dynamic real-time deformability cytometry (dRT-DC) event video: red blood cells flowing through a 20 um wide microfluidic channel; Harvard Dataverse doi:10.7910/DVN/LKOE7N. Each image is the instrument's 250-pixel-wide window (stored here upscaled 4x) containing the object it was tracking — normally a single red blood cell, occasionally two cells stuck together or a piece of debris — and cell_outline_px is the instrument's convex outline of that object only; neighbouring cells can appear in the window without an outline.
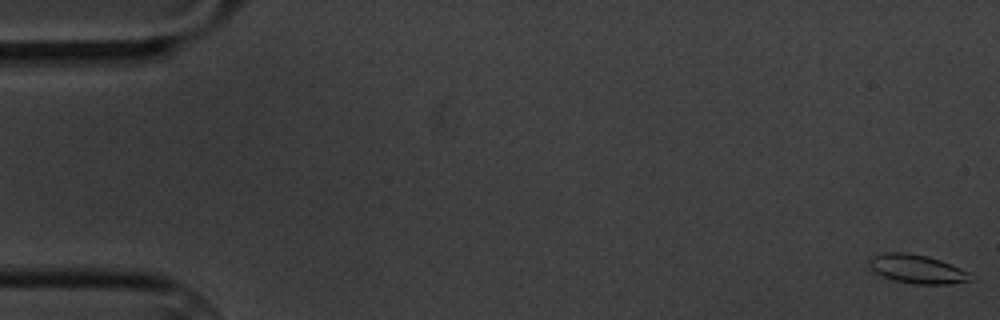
{"species": "common noctule bat (a hibernating species)", "species_latin": "Nyctalus noctula", "temperature_condition": "cold", "stored_images_in_passage": 60, "segment_of_instrument_passage": [1, 2], "camera_frame_rate_fps": 3000, "um_per_image_px": 0.085, "animal": {"sex": "male", "body_mass_g": 20.1, "forearm_length_mm": 53.5}, "frame": {"image": 1, "passage_image": 1, "time_ms": 0.0, "image_size_px": [1000, 320], "cell_outline_px": [[968, 280], [948, 284], [916, 284], [896, 280], [884, 276], [876, 272], [868, 264], [868, 256], [884, 252], [908, 252], [928, 256], [940, 260], [960, 268], [968, 272]], "centroid_in_image_um": [77.86, 22.83], "position_along_channel_um": 7.1, "area_um2": 16.7}}
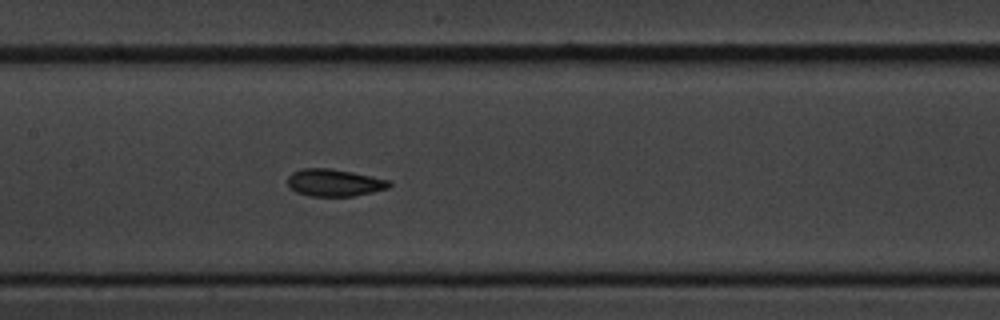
{"frame": {"image": 2, "passage_image": 29, "time_ms": 9.333, "image_size_px": [1000, 320], "cell_outline_px": [[392, 184], [388, 188], [372, 192], [352, 196], [308, 196], [296, 192], [288, 184], [288, 176], [292, 172], [300, 168], [328, 168], [352, 172], [388, 180]], "centroid_in_image_um": [28.38, 15.52], "position_along_channel_um": 179.0, "area_um2": 16.01}}
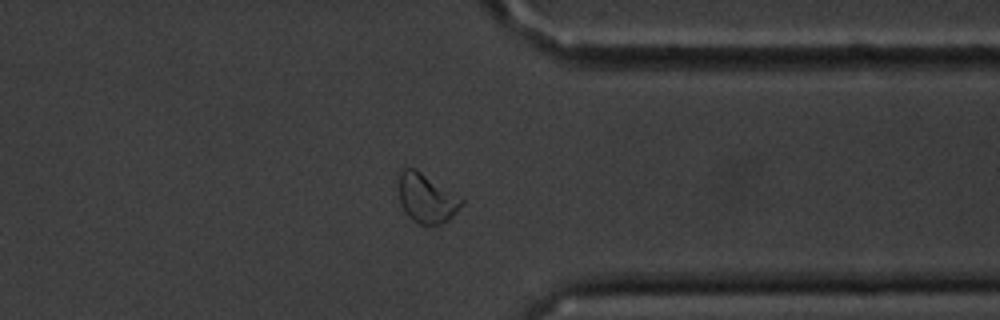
{"frame": {"image": 3, "passage_image": 47, "time_ms": 15.333, "image_size_px": [1000, 320], "cell_outline_px": [[464, 204], [448, 220], [440, 224], [420, 224], [412, 220], [408, 216], [400, 204], [400, 168], [416, 168], [464, 196]], "centroid_in_image_um": [36.32, 16.82], "position_along_channel_um": 375.1, "area_um2": 18.44}}